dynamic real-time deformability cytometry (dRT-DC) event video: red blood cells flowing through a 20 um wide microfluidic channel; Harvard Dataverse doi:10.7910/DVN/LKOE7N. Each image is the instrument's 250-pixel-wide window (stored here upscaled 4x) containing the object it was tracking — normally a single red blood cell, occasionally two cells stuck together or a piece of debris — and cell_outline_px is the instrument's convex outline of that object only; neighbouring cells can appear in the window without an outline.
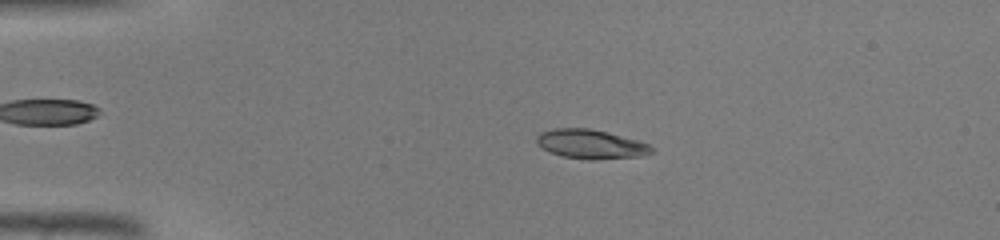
{"species": "common noctule bat (a hibernating species)", "species_latin": "Nyctalus noctula", "temperature_condition": "warm", "stored_images_in_passage": 44, "camera_frame_rate_fps": 3000, "um_per_image_px": 0.085, "animal": {"sex": "male", "body_mass_g": 19.0, "forearm_length_mm": 50.8}, "frame": {"image": 1, "passage_image": 9, "time_ms": 2.667, "image_size_px": [1000, 240], "cell_outline_px": [[656, 148], [652, 152], [640, 156], [592, 160], [588, 160], [564, 156], [552, 152], [536, 144], [536, 136], [540, 132], [556, 128], [588, 128], [608, 132], [636, 140], [648, 144]], "centroid_in_image_um": [50.22, 12.25], "position_along_channel_um": 34.8, "area_um2": 19.42}}
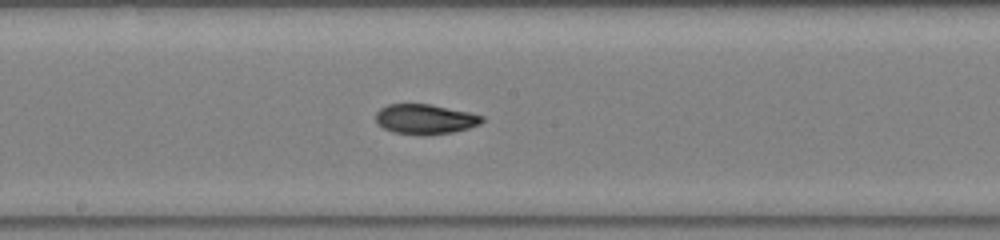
{"frame": {"image": 2, "passage_image": 24, "time_ms": 7.667, "image_size_px": [1000, 240], "cell_outline_px": [[484, 120], [480, 124], [468, 128], [452, 132], [424, 136], [392, 132], [384, 128], [376, 120], [376, 112], [380, 108], [388, 104], [428, 104], [468, 112], [484, 116]], "centroid_in_image_um": [36.13, 10.14], "position_along_channel_um": 212.1, "area_um2": 18.5}}
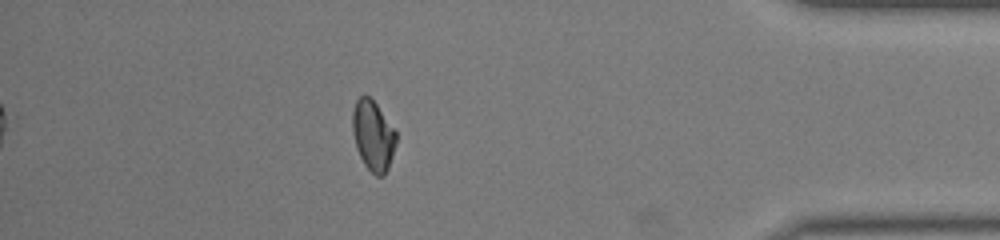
{"frame": {"image": 3, "passage_image": 39, "time_ms": 12.667, "image_size_px": [1000, 240], "cell_outline_px": [[396, 144], [388, 168], [384, 176], [376, 176], [364, 164], [356, 148], [352, 132], [352, 112], [356, 100], [364, 92], [376, 104], [396, 132]], "centroid_in_image_um": [31.69, 11.51], "position_along_channel_um": 403.5, "area_um2": 17.8}}